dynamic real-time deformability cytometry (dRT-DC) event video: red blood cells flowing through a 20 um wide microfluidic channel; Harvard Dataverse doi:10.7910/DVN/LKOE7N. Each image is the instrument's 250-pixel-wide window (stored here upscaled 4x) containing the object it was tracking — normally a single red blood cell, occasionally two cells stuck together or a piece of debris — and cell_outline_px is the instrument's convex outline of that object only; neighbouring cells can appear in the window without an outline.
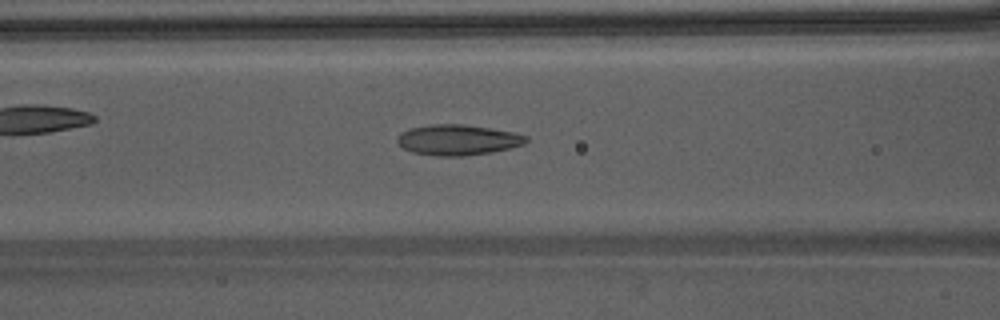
{"species": "Egyptian fruit bat (a non-hibernating species)", "species_latin": "Rousettus aegyptiacus", "temperature_condition": "warm", "stored_images_in_passage": 27, "camera_frame_rate_fps": 3000, "um_per_image_px": 0.085, "animal": {"sex": "male"}, "frame": {"image": 1, "passage_image": 5, "time_ms": 1.333, "image_size_px": [1000, 320], "cell_outline_px": [[528, 140], [524, 144], [492, 152], [464, 156], [440, 156], [412, 152], [404, 148], [396, 140], [400, 132], [408, 128], [428, 124], [464, 124], [512, 132], [528, 136]], "centroid_in_image_um": [38.88, 11.88], "position_along_channel_um": 127.7, "area_um2": 22.89}}
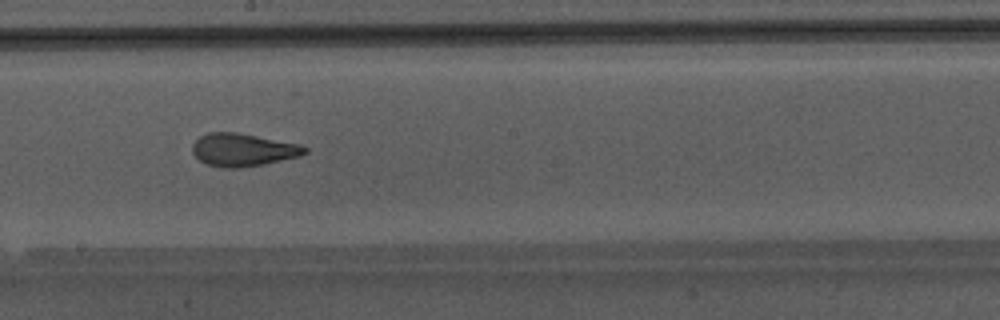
{"frame": {"image": 2, "passage_image": 12, "time_ms": 3.667, "image_size_px": [1000, 320], "cell_outline_px": [[308, 152], [300, 156], [264, 164], [236, 168], [224, 168], [208, 164], [200, 160], [192, 152], [192, 144], [200, 136], [208, 132], [236, 132], [300, 144], [308, 148]], "centroid_in_image_um": [20.66, 12.73], "position_along_channel_um": 227.5, "area_um2": 21.44}}
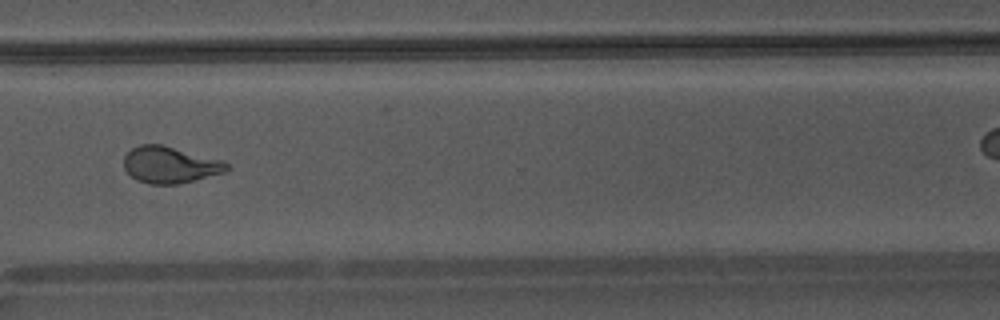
{"frame": {"image": 3, "passage_image": 21, "time_ms": 6.667, "image_size_px": [1000, 320], "cell_outline_px": [[228, 168], [224, 172], [176, 184], [148, 184], [136, 180], [124, 168], [124, 156], [132, 148], [140, 144], [164, 144], [224, 160], [228, 164]], "centroid_in_image_um": [14.44, 13.99], "position_along_channel_um": 356.2, "area_um2": 21.96}}